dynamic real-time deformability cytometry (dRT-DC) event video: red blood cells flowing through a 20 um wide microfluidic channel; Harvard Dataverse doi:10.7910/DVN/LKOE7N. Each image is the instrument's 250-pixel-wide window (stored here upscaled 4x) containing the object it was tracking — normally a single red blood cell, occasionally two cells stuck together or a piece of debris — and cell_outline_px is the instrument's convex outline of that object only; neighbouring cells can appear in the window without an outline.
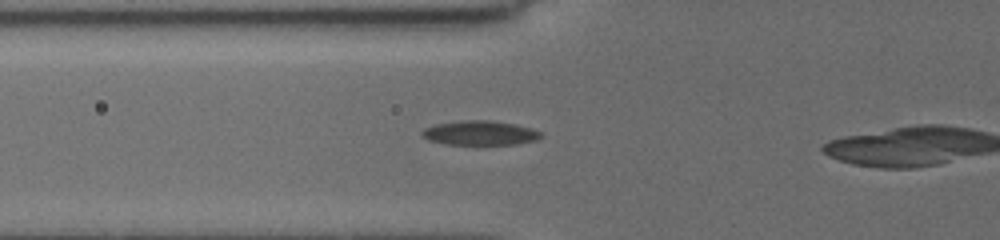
{"species": "common noctule bat (a hibernating species)", "species_latin": "Nyctalus noctula", "temperature_condition": "cold", "stored_images_in_passage": 6, "camera_frame_rate_fps": 3000, "um_per_image_px": 0.085, "animal": {"sex": "female", "body_mass_g": 19.5, "forearm_length_mm": 54.1}, "frame": {"image": 1, "passage_image": 5, "time_ms": 3.0, "image_size_px": [1000, 240], "cell_outline_px": [[544, 136], [536, 140], [516, 144], [444, 144], [428, 140], [420, 136], [420, 132], [424, 128], [436, 124], [464, 120], [488, 120], [516, 124], [532, 128], [540, 132]], "centroid_in_image_um": [40.78, 11.3], "position_along_channel_um": 85.0, "area_um2": 16.99}}